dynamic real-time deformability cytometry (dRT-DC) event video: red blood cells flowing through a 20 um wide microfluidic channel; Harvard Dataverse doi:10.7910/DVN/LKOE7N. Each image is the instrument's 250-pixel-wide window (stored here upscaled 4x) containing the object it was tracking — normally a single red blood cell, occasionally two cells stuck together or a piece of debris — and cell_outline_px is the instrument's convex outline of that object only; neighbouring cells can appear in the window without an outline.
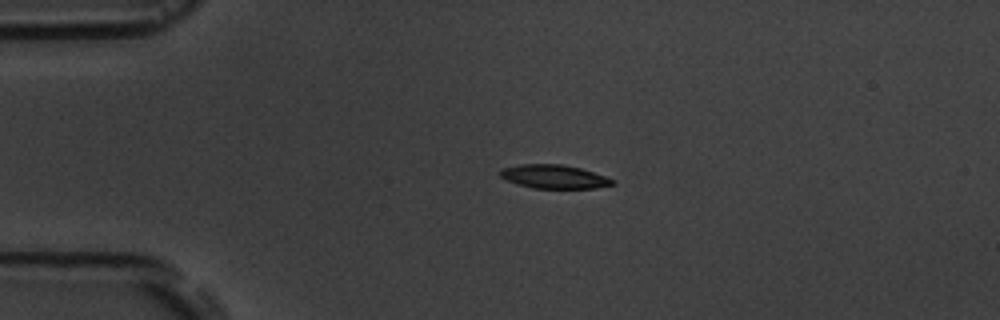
{"species": "common noctule bat (a hibernating species)", "species_latin": "Nyctalus noctula", "temperature_condition": "room temperature", "stored_images_in_passage": 4, "camera_frame_rate_fps": 3000, "um_per_image_px": 0.085, "animal": {"sex": "male", "body_mass_g": 19.5, "forearm_length_mm": 54.6}, "frame": {"image": 1, "passage_image": 3, "time_ms": 2.333, "image_size_px": [1000, 320], "cell_outline_px": [[616, 184], [592, 188], [532, 188], [516, 184], [500, 176], [500, 168], [520, 164], [560, 164], [580, 168], [616, 180]], "centroid_in_image_um": [47.08, 15.01], "position_along_channel_um": 37.9, "area_um2": 15.43}}